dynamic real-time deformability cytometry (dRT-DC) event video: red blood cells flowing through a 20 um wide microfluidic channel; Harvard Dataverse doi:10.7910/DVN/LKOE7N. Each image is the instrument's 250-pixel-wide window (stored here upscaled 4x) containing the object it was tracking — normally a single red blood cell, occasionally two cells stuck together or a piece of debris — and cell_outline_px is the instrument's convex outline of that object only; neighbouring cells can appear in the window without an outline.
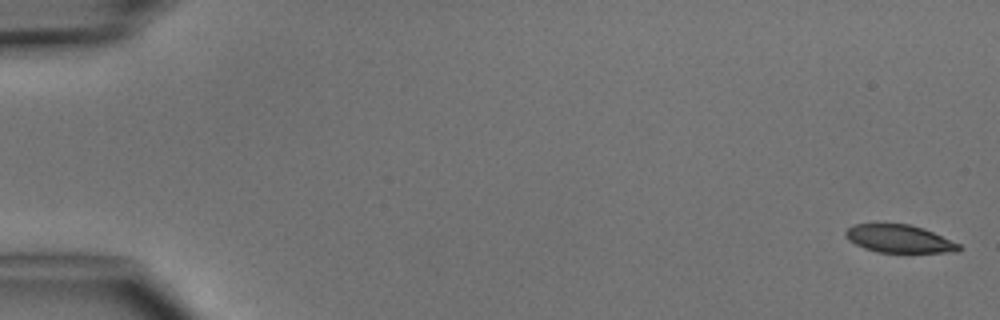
{"species": "common noctule bat (a hibernating species)", "species_latin": "Nyctalus noctula", "temperature_condition": "cold", "stored_images_in_passage": 6, "segment_of_instrument_passage": [1, 2], "camera_frame_rate_fps": 3000, "um_per_image_px": 0.085, "animal": {"sex": "male", "body_mass_g": 15.6}, "frame": {"image": 1, "passage_image": 1, "time_ms": 0.0, "image_size_px": [1000, 320], "cell_outline_px": [[964, 248], [956, 252], [876, 252], [864, 248], [848, 240], [844, 236], [844, 232], [852, 224], [908, 224], [924, 228], [960, 244]], "centroid_in_image_um": [76.43, 20.3], "position_along_channel_um": 8.6, "area_um2": 18.44}}
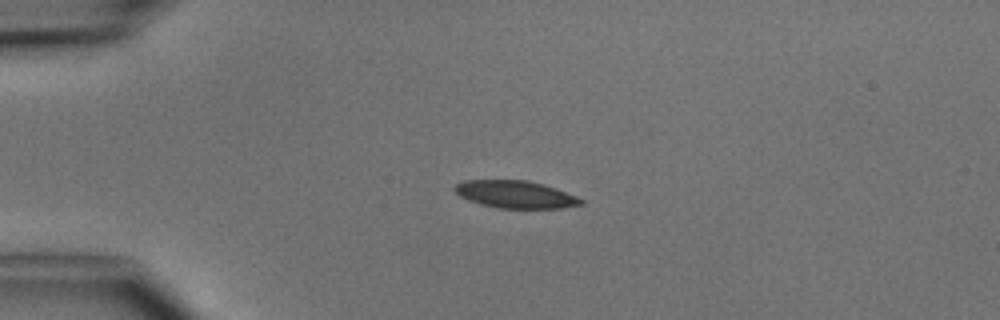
{"frame": {"image": 2, "passage_image": 4, "time_ms": 3.667, "image_size_px": [1000, 320], "cell_outline_px": [[584, 204], [560, 208], [496, 208], [480, 204], [468, 200], [460, 196], [452, 188], [456, 184], [464, 180], [528, 180], [556, 188], [576, 196], [584, 200]], "centroid_in_image_um": [43.8, 16.52], "position_along_channel_um": 41.2, "area_um2": 20.23}}